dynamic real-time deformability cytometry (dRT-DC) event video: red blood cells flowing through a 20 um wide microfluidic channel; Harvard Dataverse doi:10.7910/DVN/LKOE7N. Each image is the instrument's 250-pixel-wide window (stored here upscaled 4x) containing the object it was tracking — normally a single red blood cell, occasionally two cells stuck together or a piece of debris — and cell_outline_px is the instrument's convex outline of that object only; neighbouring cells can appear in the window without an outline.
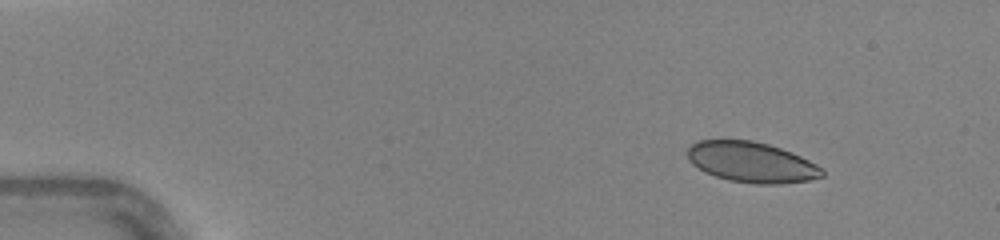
{"species": "human", "species_latin": "Homo sapiens", "temperature_condition": "warm", "stored_images_in_passage": 41, "camera_frame_rate_fps": 3000, "um_per_image_px": 0.085, "donor": {"sex": "female"}, "frame": {"image": 1, "passage_image": 1, "time_ms": 0.0, "image_size_px": [1000, 240], "cell_outline_px": [[824, 176], [808, 180], [780, 184], [756, 184], [728, 180], [704, 172], [692, 164], [688, 160], [688, 148], [696, 140], [752, 140], [768, 144], [792, 152], [816, 164], [824, 172]], "centroid_in_image_um": [63.86, 13.78], "position_along_channel_um": 21.1, "area_um2": 31.73}}
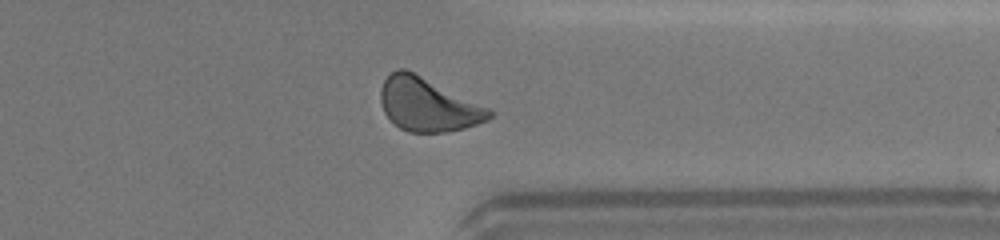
{"frame": {"image": 2, "passage_image": 32, "time_ms": 10.333, "image_size_px": [1000, 240], "cell_outline_px": [[492, 116], [488, 120], [464, 128], [444, 132], [408, 132], [400, 128], [384, 112], [380, 100], [380, 88], [384, 80], [396, 68], [404, 68], [488, 108], [492, 112]], "centroid_in_image_um": [36.33, 8.9], "position_along_channel_um": 375.1, "area_um2": 33.12}}
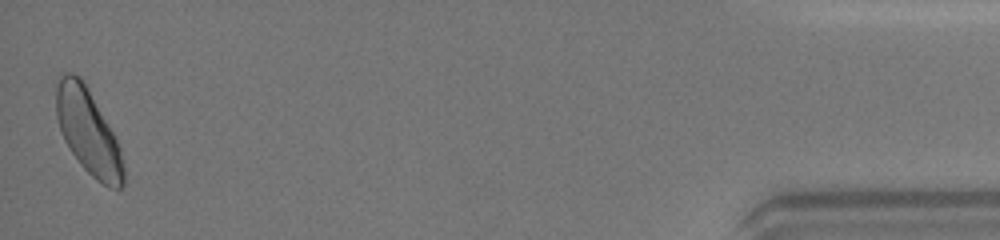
{"frame": {"image": 3, "passage_image": 41, "time_ms": 13.333, "image_size_px": [1000, 240], "cell_outline_px": [[124, 184], [120, 188], [108, 188], [96, 180], [80, 164], [68, 148], [64, 140], [56, 116], [56, 84], [60, 72], [72, 72], [80, 76], [84, 80], [112, 132], [120, 148], [124, 168]], "centroid_in_image_um": [7.47, 11.16], "position_along_channel_um": 427.7, "area_um2": 33.47}, "authors_computed_cell_mechanics": {"area_um2": 32.657, "velocity_mm_per_s": 4.3965, "shape_relaxation_time_tau1_ms": 5.387, "shape_relaxation_time_tau2_ms": null, "deformation_change_tau1": 0.1279, "deformation_change_tau2": null}}